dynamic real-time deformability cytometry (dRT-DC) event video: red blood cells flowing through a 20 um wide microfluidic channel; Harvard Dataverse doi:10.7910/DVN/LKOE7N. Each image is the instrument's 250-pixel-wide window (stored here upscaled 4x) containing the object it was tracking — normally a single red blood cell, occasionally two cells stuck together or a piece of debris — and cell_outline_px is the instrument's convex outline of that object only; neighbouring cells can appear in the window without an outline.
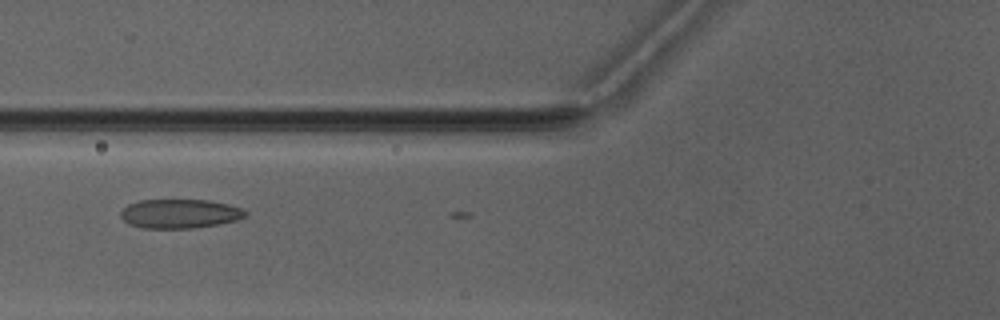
{"species": "Egyptian fruit bat (a non-hibernating species)", "species_latin": "Rousettus aegyptiacus", "temperature_condition": "warm", "stored_images_in_passage": 7, "camera_frame_rate_fps": 3000, "um_per_image_px": 0.085, "animal": {"sex": "male"}, "frame": {"image": 1, "passage_image": 6, "time_ms": 6.667, "image_size_px": [1000, 320], "cell_outline_px": [[248, 212], [244, 216], [236, 220], [216, 224], [192, 228], [140, 228], [128, 224], [120, 216], [120, 212], [128, 204], [140, 200], [208, 200], [228, 204], [244, 208]], "centroid_in_image_um": [15.26, 18.16], "position_along_channel_um": 110.5, "area_um2": 21.15}}